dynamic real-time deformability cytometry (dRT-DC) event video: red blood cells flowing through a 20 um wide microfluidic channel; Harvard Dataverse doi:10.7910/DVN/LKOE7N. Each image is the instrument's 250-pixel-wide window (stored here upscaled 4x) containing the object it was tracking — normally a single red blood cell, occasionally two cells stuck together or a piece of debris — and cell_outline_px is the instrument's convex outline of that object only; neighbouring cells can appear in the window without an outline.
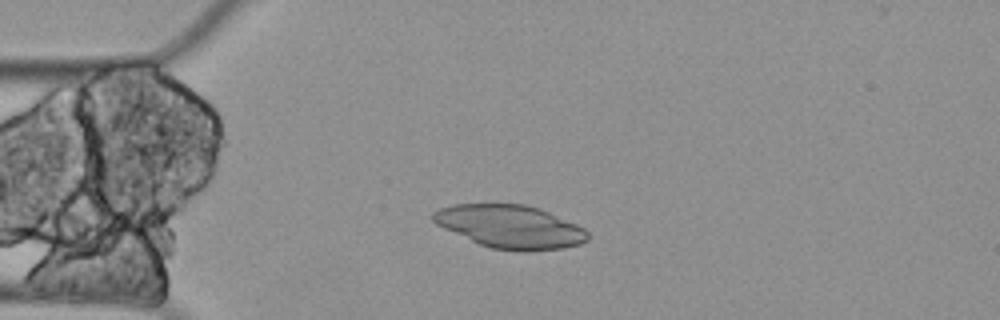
{"species": "Egyptian fruit bat (a non-hibernating species)", "species_latin": "Rousettus aegyptiacus", "temperature_condition": "cold", "stored_images_in_passage": 6, "camera_frame_rate_fps": 3000, "um_per_image_px": 0.085, "animal": {"sex": "female"}, "frame": {"image": 1, "passage_image": 3, "time_ms": 0.667, "image_size_px": [1000, 320], "cell_outline_px": [[588, 240], [580, 244], [564, 248], [528, 252], [520, 252], [492, 248], [480, 244], [444, 228], [436, 224], [432, 220], [432, 212], [440, 208], [452, 204], [524, 204], [540, 208], [576, 224], [584, 228], [588, 232]], "centroid_in_image_um": [43.38, 19.27], "position_along_channel_um": 41.6, "area_um2": 38.96}}
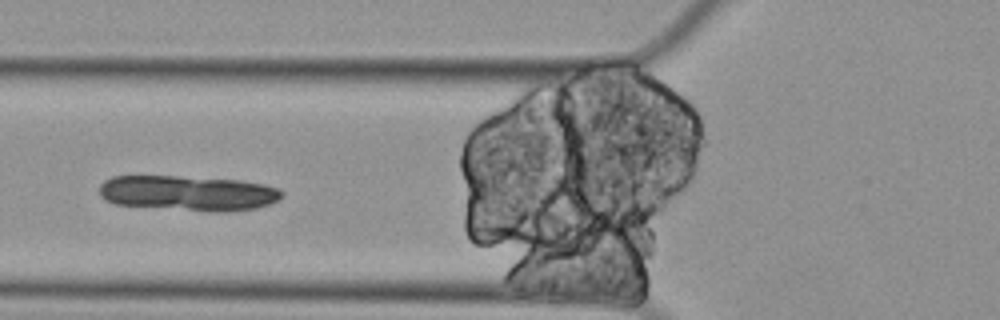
{"frame": {"image": 2, "passage_image": 5, "time_ms": 1.333, "image_size_px": [1000, 320], "cell_outline_px": [[284, 192], [280, 200], [256, 208], [232, 212], [212, 212], [116, 204], [104, 200], [100, 196], [100, 184], [104, 180], [112, 176], [176, 176], [240, 180], [264, 184], [280, 188]], "centroid_in_image_um": [16.02, 16.42], "position_along_channel_um": 109.8, "area_um2": 37.8}}
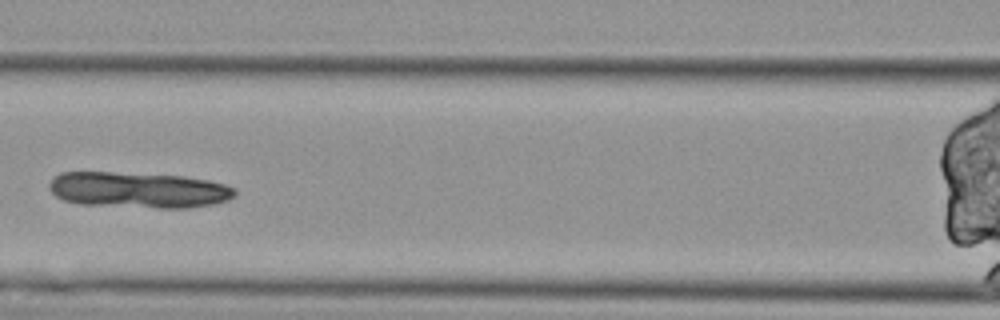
{"frame": {"image": 3, "passage_image": 6, "time_ms": 1.667, "image_size_px": [1000, 320], "cell_outline_px": [[236, 196], [228, 200], [212, 204], [188, 208], [156, 208], [80, 204], [64, 200], [56, 196], [48, 188], [48, 184], [60, 172], [112, 172], [184, 176], [208, 180], [224, 184], [236, 188]], "centroid_in_image_um": [11.79, 16.15], "position_along_channel_um": 154.8, "area_um2": 39.02}}